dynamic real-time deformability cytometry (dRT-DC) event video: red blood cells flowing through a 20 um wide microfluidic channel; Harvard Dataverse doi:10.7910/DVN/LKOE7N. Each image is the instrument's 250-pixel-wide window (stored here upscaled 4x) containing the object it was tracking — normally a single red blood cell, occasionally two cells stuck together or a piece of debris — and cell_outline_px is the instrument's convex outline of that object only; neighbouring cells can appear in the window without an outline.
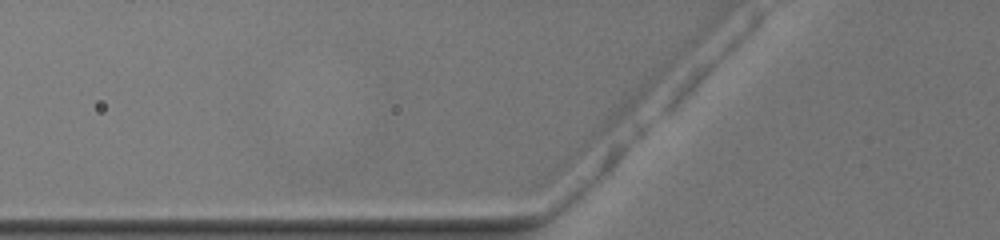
{"species": "common noctule bat (a hibernating species)", "species_latin": "Nyctalus noctula", "temperature_condition": "warm", "stored_images_in_passage": 3, "camera_frame_rate_fps": 3000, "um_per_image_px": 0.085, "animal": {"sex": "female", "body_mass_g": 19.5, "forearm_length_mm": 54.1}, "frame": {"image": 1, "passage_image": 2, "time_ms": 0.333, "image_size_px": [1000, 240], "cell_outline_px": [[512, 156], [496, 160], [336, 160], [328, 156], [328, 152], [364, 144], [504, 144]], "centroid_in_image_um": [35.89, 12.94], "position_along_channel_um": 89.9, "area_um2": 19.54}}